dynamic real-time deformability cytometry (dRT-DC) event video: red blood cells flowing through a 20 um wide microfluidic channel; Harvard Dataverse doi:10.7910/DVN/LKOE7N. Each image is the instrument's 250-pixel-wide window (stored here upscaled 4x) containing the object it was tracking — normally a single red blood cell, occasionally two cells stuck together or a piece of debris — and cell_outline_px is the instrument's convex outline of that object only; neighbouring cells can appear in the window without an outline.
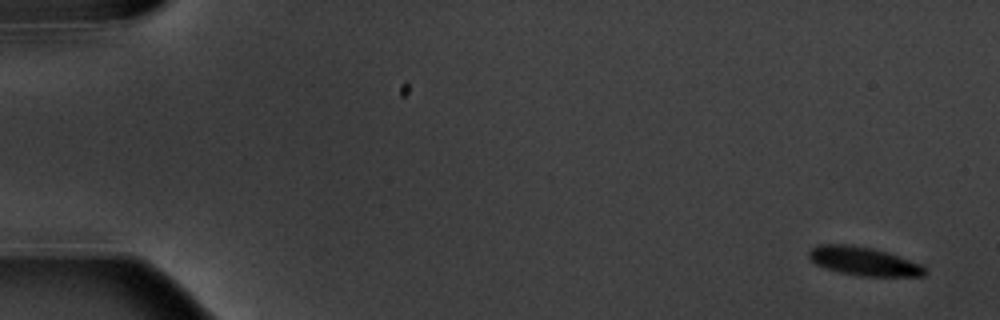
{"species": "common noctule bat (a hibernating species)", "species_latin": "Nyctalus noctula", "temperature_condition": "warm", "stored_images_in_passage": 9, "camera_frame_rate_fps": 3000, "um_per_image_px": 0.085, "animal": {"sex": "male", "body_mass_g": 20.1, "forearm_length_mm": 53.5}, "frame": {"image": 1, "passage_image": 1, "time_ms": 0.0, "image_size_px": [1000, 320], "cell_outline_px": [[928, 272], [924, 276], [860, 276], [840, 272], [816, 264], [808, 256], [808, 252], [812, 248], [820, 244], [852, 244], [872, 248], [888, 252], [924, 264]], "centroid_in_image_um": [73.49, 22.2], "position_along_channel_um": 11.5, "area_um2": 19.48}}
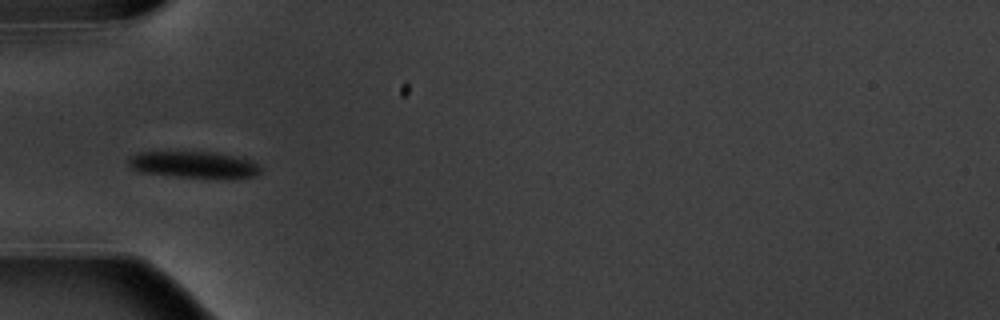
{"frame": {"image": 2, "passage_image": 6, "time_ms": 5.667, "image_size_px": [1000, 320], "cell_outline_px": [[260, 172], [252, 176], [228, 180], [176, 176], [140, 172], [132, 168], [128, 164], [128, 156], [136, 152], [216, 152], [236, 156], [252, 160], [260, 168]], "centroid_in_image_um": [16.49, 14.01], "position_along_channel_um": 68.5, "area_um2": 20.92}}